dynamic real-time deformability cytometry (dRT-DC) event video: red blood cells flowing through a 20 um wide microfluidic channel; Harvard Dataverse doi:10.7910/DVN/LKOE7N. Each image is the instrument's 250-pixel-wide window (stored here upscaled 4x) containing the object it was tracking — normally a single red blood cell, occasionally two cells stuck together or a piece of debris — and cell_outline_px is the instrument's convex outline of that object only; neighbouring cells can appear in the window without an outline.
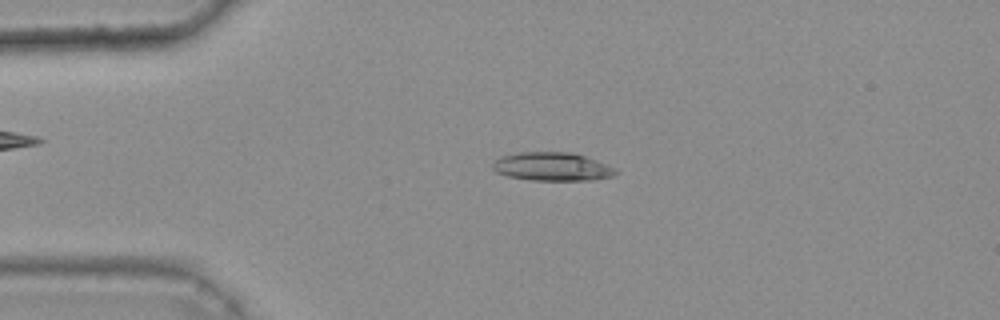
{"species": "common noctule bat (a hibernating species)", "species_latin": "Nyctalus noctula", "temperature_condition": "warm", "stored_images_in_passage": 31, "camera_frame_rate_fps": 3000, "um_per_image_px": 0.085, "animal": {"sex": "female", "body_mass_g": 25.1}, "frame": {"image": 1, "passage_image": 11, "time_ms": 3.333, "image_size_px": [1000, 320], "cell_outline_px": [[620, 172], [612, 176], [592, 180], [532, 180], [508, 176], [496, 172], [492, 168], [492, 164], [500, 156], [516, 152], [572, 152], [596, 160], [616, 168]], "centroid_in_image_um": [46.93, 14.16], "position_along_channel_um": 38.1, "area_um2": 20.46}}
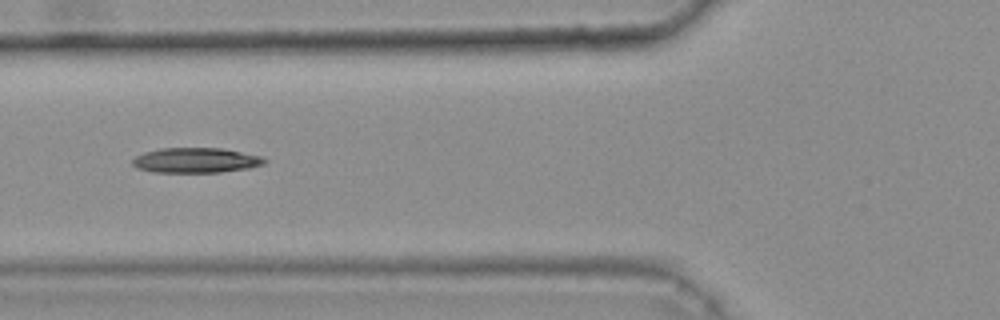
{"frame": {"image": 2, "passage_image": 19, "time_ms": 6.0, "image_size_px": [1000, 320], "cell_outline_px": [[268, 160], [264, 164], [248, 168], [220, 172], [152, 172], [136, 168], [132, 164], [132, 160], [136, 156], [144, 152], [160, 148], [224, 148], [264, 156]], "centroid_in_image_um": [16.67, 13.62], "position_along_channel_um": 109.1, "area_um2": 19.48}}
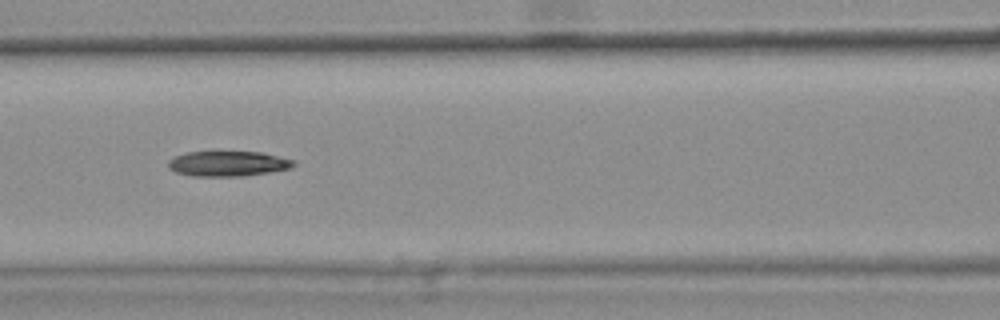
{"frame": {"image": 3, "passage_image": 22, "time_ms": 7.0, "image_size_px": [1000, 320], "cell_outline_px": [[296, 164], [292, 168], [244, 176], [192, 176], [176, 172], [168, 168], [168, 160], [176, 156], [188, 152], [260, 152], [296, 160]], "centroid_in_image_um": [19.39, 13.91], "position_along_channel_um": 147.2, "area_um2": 18.38}}